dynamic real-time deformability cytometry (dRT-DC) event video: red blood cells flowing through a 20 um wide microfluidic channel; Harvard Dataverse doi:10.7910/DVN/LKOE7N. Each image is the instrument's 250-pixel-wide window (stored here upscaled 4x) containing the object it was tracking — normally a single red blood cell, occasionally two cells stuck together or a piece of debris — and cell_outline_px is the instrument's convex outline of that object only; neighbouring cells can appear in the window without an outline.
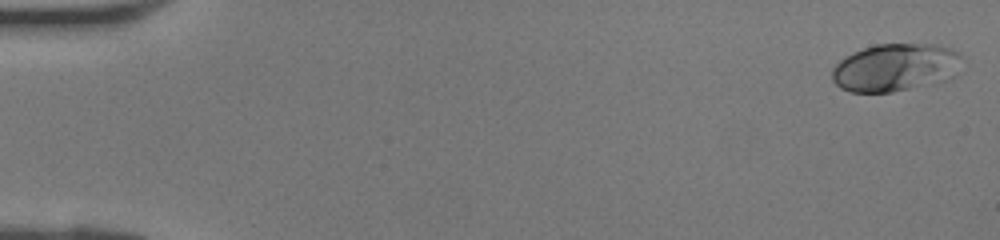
{"species": "human", "species_latin": "Homo sapiens", "temperature_condition": "room temperature", "stored_images_in_passage": 41, "camera_frame_rate_fps": 3000, "um_per_image_px": 0.085, "donor": {"sex": "female"}, "frame": {"image": 1, "passage_image": 1, "time_ms": 0.0, "image_size_px": [1000, 240], "cell_outline_px": [[960, 56], [956, 76], [948, 80], [892, 92], [852, 92], [840, 88], [832, 80], [832, 68], [844, 56], [864, 48], [876, 44], [936, 44], [952, 48], [960, 52]], "centroid_in_image_um": [76.11, 5.73], "position_along_channel_um": 8.9, "area_um2": 36.3}}
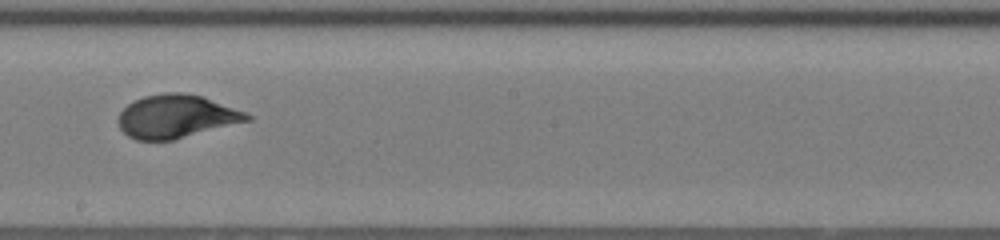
{"frame": {"image": 2, "passage_image": 24, "time_ms": 7.667, "image_size_px": [1000, 240], "cell_outline_px": [[252, 120], [172, 140], [136, 140], [128, 136], [120, 128], [116, 120], [120, 112], [128, 104], [144, 96], [164, 92], [180, 92], [204, 96], [244, 112], [252, 116]], "centroid_in_image_um": [14.97, 9.89], "position_along_channel_um": 233.2, "area_um2": 32.43}}
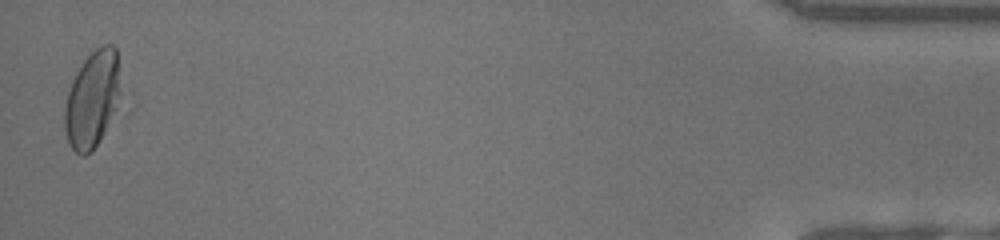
{"frame": {"image": 3, "passage_image": 41, "time_ms": 13.333, "image_size_px": [1000, 240], "cell_outline_px": [[120, 108], [92, 152], [84, 156], [80, 156], [72, 148], [68, 140], [64, 128], [64, 108], [68, 92], [72, 80], [76, 72], [84, 60], [96, 48], [104, 44], [112, 44], [116, 48], [120, 92]], "centroid_in_image_um": [7.86, 8.47], "position_along_channel_um": 427.3, "area_um2": 31.91}}